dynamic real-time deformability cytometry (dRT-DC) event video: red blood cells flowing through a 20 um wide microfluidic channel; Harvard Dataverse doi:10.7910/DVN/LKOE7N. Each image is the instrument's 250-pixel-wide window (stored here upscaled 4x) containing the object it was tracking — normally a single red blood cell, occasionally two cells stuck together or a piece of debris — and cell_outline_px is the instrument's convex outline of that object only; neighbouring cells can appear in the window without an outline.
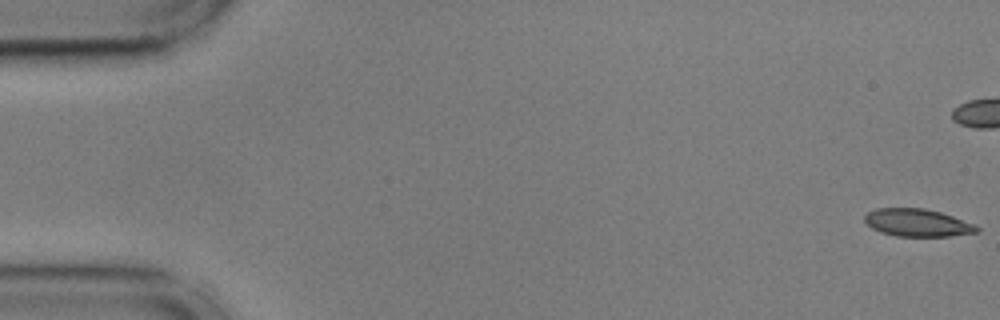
{"species": "common noctule bat (a hibernating species)", "species_latin": "Nyctalus noctula", "temperature_condition": "cold", "stored_images_in_passage": 56, "camera_frame_rate_fps": 3000, "um_per_image_px": 0.085, "animal": {"sex": "male", "body_mass_g": 17.9, "forearm_length_mm": 54.2}, "frame": {"image": 1, "passage_image": 1, "time_ms": 0.0, "image_size_px": [1000, 320], "cell_outline_px": [[980, 232], [952, 236], [896, 236], [880, 232], [872, 228], [864, 220], [864, 216], [868, 212], [876, 208], [924, 208], [940, 212], [976, 224], [980, 228]], "centroid_in_image_um": [78.01, 18.93], "position_along_channel_um": 7.0, "area_um2": 18.15}}
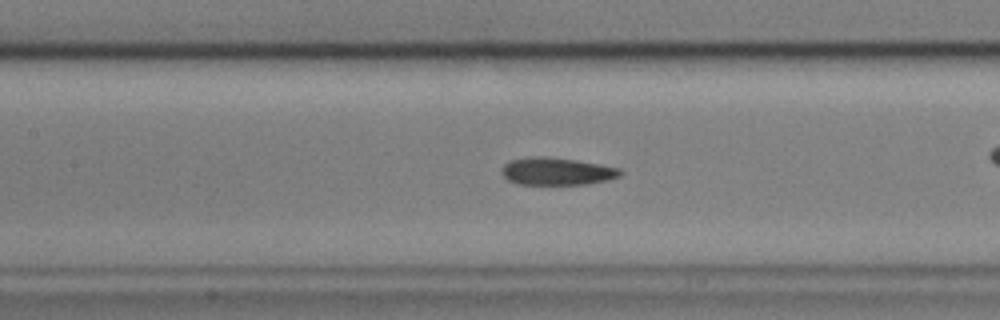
{"frame": {"image": 2, "passage_image": 25, "time_ms": 8.0, "image_size_px": [1000, 320], "cell_outline_px": [[624, 172], [620, 176], [608, 180], [588, 184], [516, 184], [508, 180], [500, 172], [500, 168], [508, 160], [528, 156], [548, 156], [576, 160], [600, 164], [620, 168]], "centroid_in_image_um": [47.3, 14.55], "position_along_channel_um": 160.1, "area_um2": 19.36}, "authors_computed_cell_mechanics": {"area_um2": 18.9295, "velocity_mm_per_s": 3.6107, "shape_relaxation_time_tau1_ms": 4.2704, "shape_relaxation_time_tau2_ms": 1.6315, "deformation_change_tau1": 0.1456, "deformation_change_tau2": 0.0801}}